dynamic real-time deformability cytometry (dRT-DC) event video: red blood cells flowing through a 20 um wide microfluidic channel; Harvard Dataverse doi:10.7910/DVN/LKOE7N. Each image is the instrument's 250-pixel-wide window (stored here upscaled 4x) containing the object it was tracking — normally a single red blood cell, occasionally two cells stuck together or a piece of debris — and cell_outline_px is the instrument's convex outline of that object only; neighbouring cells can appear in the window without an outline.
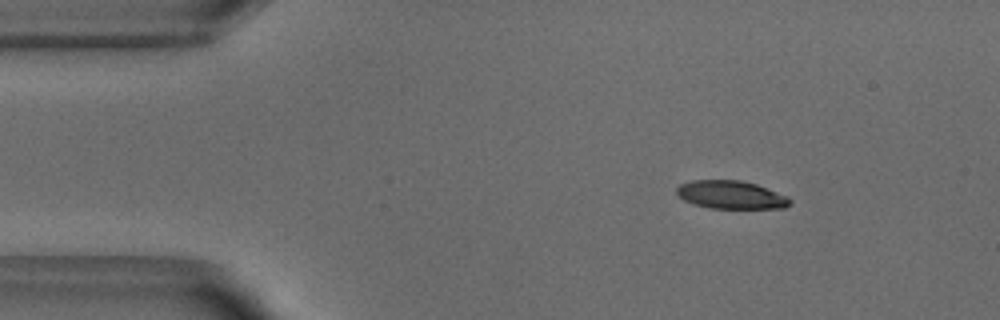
{"species": "common noctule bat (a hibernating species)", "species_latin": "Nyctalus noctula", "temperature_condition": "warm", "stored_images_in_passage": 46, "camera_frame_rate_fps": 3000, "um_per_image_px": 0.085, "animal": {"sex": "male", "body_mass_g": 18.8}, "frame": {"image": 1, "passage_image": 1, "time_ms": 0.0, "image_size_px": [1000, 320], "cell_outline_px": [[792, 204], [784, 208], [708, 208], [684, 200], [676, 192], [676, 188], [680, 184], [692, 180], [740, 180], [756, 184], [788, 196], [792, 200]], "centroid_in_image_um": [62.16, 16.56], "position_along_channel_um": 22.8, "area_um2": 18.55}}
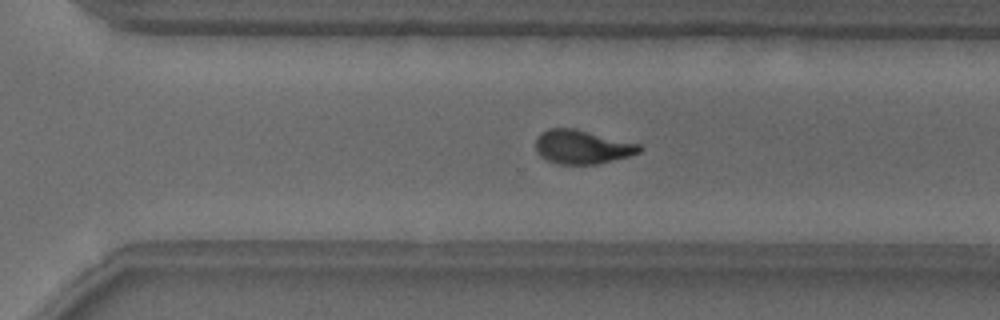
{"frame": {"image": 2, "passage_image": 29, "time_ms": 9.333, "image_size_px": [1000, 320], "cell_outline_px": [[644, 148], [640, 152], [628, 156], [596, 164], [560, 164], [548, 160], [540, 156], [536, 152], [536, 140], [540, 132], [548, 128], [572, 128], [640, 144]], "centroid_in_image_um": [49.46, 12.49], "position_along_channel_um": 321.1, "area_um2": 20.29}}
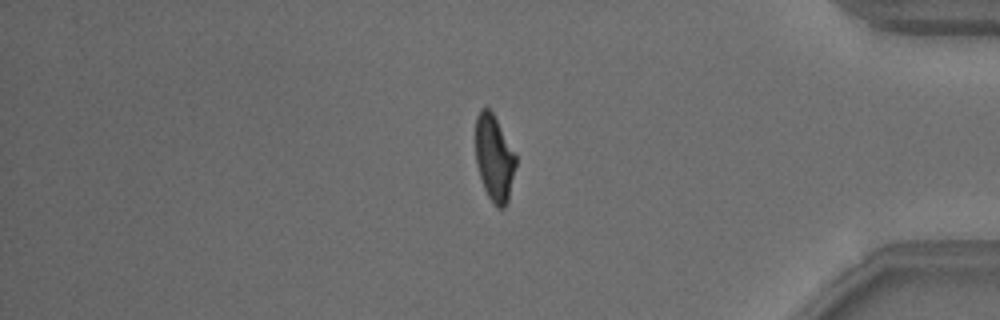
{"frame": {"image": 3, "passage_image": 37, "time_ms": 12.0, "image_size_px": [1000, 320], "cell_outline_px": [[516, 164], [508, 200], [504, 208], [496, 208], [488, 196], [484, 188], [476, 164], [476, 116], [480, 108], [488, 108], [492, 112], [516, 156]], "centroid_in_image_um": [42.0, 13.46], "position_along_channel_um": 393.2, "area_um2": 19.94}, "authors_computed_cell_mechanics": {"area_um2": 20.6635, "velocity_mm_per_s": 3.8645, "shape_relaxation_time_tau1_ms": 3.4322, "shape_relaxation_time_tau2_ms": 1.6121, "deformation_change_tau1": 0.1868, "deformation_change_tau2": 0.0864}}